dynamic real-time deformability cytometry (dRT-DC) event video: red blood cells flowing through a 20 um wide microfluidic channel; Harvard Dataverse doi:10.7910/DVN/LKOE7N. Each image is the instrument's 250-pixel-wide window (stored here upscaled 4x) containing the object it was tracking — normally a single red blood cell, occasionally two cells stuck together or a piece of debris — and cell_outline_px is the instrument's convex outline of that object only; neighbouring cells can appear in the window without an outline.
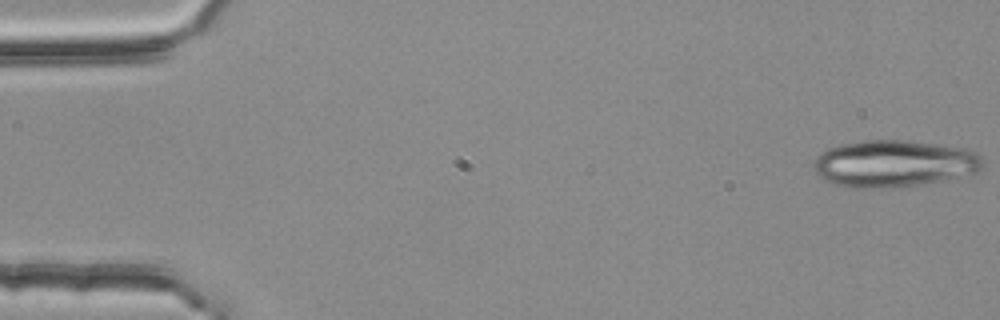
{"species": "common noctule bat (a hibernating species)", "species_latin": "Nyctalus noctula", "temperature_condition": "room temperature", "stored_images_in_passage": 19, "camera_frame_rate_fps": 3000, "um_per_image_px": 0.085, "animal": {"sex": "female", "body_mass_g": 25.1}, "frame": {"image": 1, "passage_image": 1, "time_ms": 0.0, "image_size_px": [1000, 320], "cell_outline_px": [[984, 164], [976, 172], [936, 180], [912, 184], [864, 188], [848, 188], [832, 184], [824, 180], [816, 172], [812, 164], [816, 156], [820, 152], [828, 148], [840, 144], [864, 140], [904, 140], [960, 148], [972, 152], [980, 156], [984, 160]], "centroid_in_image_um": [75.86, 13.88], "position_along_channel_um": 9.1, "area_um2": 45.2}}